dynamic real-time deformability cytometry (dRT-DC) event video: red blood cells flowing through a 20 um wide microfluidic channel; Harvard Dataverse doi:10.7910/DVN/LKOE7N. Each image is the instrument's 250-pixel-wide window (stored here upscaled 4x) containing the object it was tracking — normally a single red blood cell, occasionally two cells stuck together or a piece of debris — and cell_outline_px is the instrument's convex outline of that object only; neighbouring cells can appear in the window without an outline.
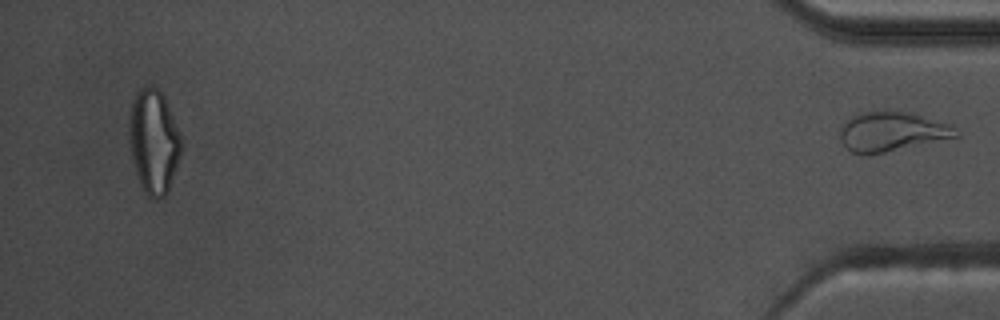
{"species": "common noctule bat (a hibernating species)", "species_latin": "Nyctalus noctula", "temperature_condition": "warm", "stored_images_in_passage": 42, "segment_of_instrument_passage": [2, 2], "camera_frame_rate_fps": 3000, "um_per_image_px": 0.085, "animal": {"sex": "male", "body_mass_g": 17.5, "forearm_length_mm": 52.3}, "frame": {"image": 1, "passage_image": 42, "time_ms": 13.667, "image_size_px": [1000, 320], "cell_outline_px": [[960, 136], [884, 152], [852, 152], [840, 140], [840, 128], [844, 120], [860, 112], [912, 112], [952, 124]], "centroid_in_image_um": [75.83, 11.15], "position_along_channel_um": 359.4, "area_um2": 26.18}}